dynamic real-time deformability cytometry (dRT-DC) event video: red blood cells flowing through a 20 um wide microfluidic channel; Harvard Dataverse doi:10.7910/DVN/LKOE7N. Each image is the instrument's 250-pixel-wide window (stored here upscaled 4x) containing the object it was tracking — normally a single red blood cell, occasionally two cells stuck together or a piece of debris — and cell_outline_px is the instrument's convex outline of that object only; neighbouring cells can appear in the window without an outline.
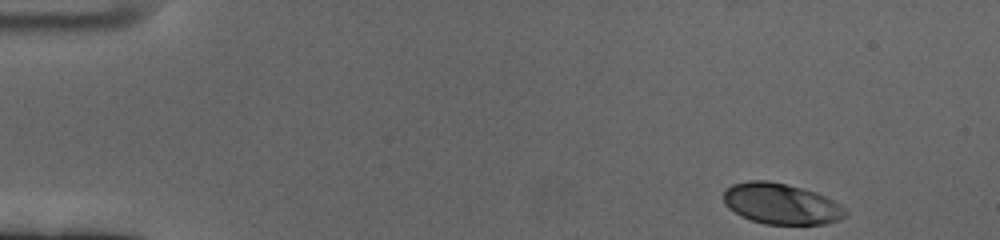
{"species": "human", "species_latin": "Homo sapiens", "temperature_condition": "cold", "stored_images_in_passage": 56, "camera_frame_rate_fps": 3000, "um_per_image_px": 0.085, "donor": {"sex": "female"}, "frame": {"image": 1, "passage_image": 1, "time_ms": 0.0, "image_size_px": [1000, 240], "cell_outline_px": [[848, 216], [840, 220], [824, 224], [764, 224], [740, 216], [728, 208], [724, 204], [724, 188], [732, 184], [748, 180], [768, 180], [816, 192], [848, 208]], "centroid_in_image_um": [66.41, 17.33], "position_along_channel_um": 18.6, "area_um2": 29.3}}
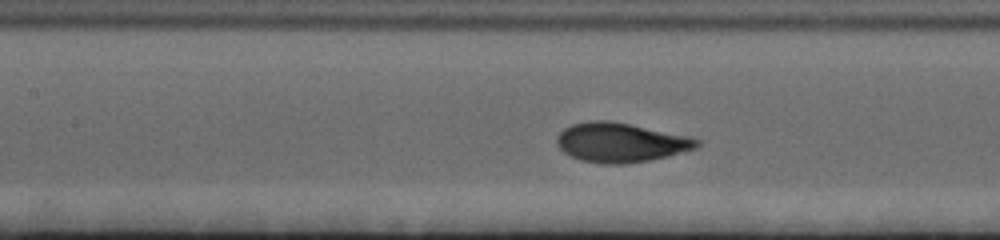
{"frame": {"image": 2, "passage_image": 23, "time_ms": 7.333, "image_size_px": [1000, 240], "cell_outline_px": [[700, 144], [696, 148], [668, 156], [648, 160], [624, 164], [600, 164], [580, 160], [564, 152], [556, 144], [556, 136], [564, 128], [572, 124], [592, 120], [608, 120], [692, 136], [700, 140]], "centroid_in_image_um": [52.75, 12.11], "position_along_channel_um": 154.6, "area_um2": 32.25}}
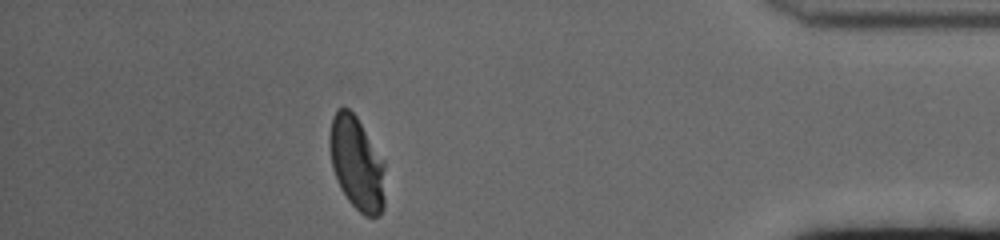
{"frame": {"image": 3, "passage_image": 49, "time_ms": 16.0, "image_size_px": [1000, 240], "cell_outline_px": [[384, 208], [380, 216], [364, 216], [348, 200], [340, 188], [332, 168], [328, 144], [328, 136], [332, 116], [336, 108], [348, 108], [356, 116], [384, 160]], "centroid_in_image_um": [30.31, 13.88], "position_along_channel_um": 404.9, "area_um2": 30.52}, "authors_computed_cell_mechanics": {"area_um2": 31.0964, "velocity_mm_per_s": 3.345, "shape_relaxation_time_tau1_ms": 3.5185, "shape_relaxation_time_tau2_ms": null, "deformation_change_tau1": 0.1851, "deformation_change_tau2": null}}